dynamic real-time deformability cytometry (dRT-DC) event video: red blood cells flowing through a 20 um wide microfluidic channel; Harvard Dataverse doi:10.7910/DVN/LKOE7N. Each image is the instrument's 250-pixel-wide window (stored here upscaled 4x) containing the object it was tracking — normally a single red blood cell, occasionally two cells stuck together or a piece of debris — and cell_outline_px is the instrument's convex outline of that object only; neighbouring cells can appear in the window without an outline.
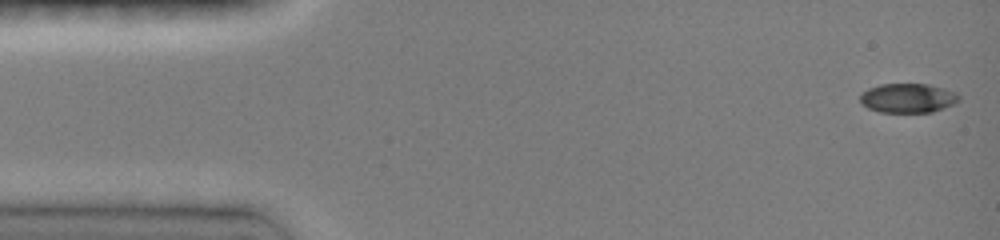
{"species": "common noctule bat (a hibernating species)", "species_latin": "Nyctalus noctula", "temperature_condition": "room temperature", "stored_images_in_passage": 10, "camera_frame_rate_fps": 3000, "um_per_image_px": 0.085, "animal": {"sex": "female", "body_mass_g": 19.0, "forearm_length_mm": 51.5}, "frame": {"image": 1, "passage_image": 1, "time_ms": 0.0, "image_size_px": [1000, 240], "cell_outline_px": [[960, 100], [944, 108], [932, 112], [880, 112], [868, 108], [860, 104], [860, 92], [868, 88], [880, 84], [928, 84], [944, 88], [956, 92], [960, 96]], "centroid_in_image_um": [77.14, 8.33], "position_along_channel_um": 7.9, "area_um2": 17.05}}
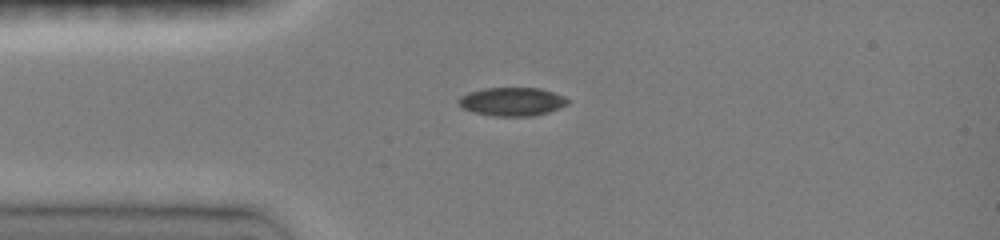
{"frame": {"image": 2, "passage_image": 7, "time_ms": 3.333, "image_size_px": [1000, 240], "cell_outline_px": [[568, 104], [548, 112], [532, 116], [492, 116], [472, 112], [456, 104], [456, 100], [460, 96], [468, 92], [484, 88], [540, 88], [564, 96], [568, 100]], "centroid_in_image_um": [43.47, 8.64], "position_along_channel_um": 41.5, "area_um2": 18.21}}